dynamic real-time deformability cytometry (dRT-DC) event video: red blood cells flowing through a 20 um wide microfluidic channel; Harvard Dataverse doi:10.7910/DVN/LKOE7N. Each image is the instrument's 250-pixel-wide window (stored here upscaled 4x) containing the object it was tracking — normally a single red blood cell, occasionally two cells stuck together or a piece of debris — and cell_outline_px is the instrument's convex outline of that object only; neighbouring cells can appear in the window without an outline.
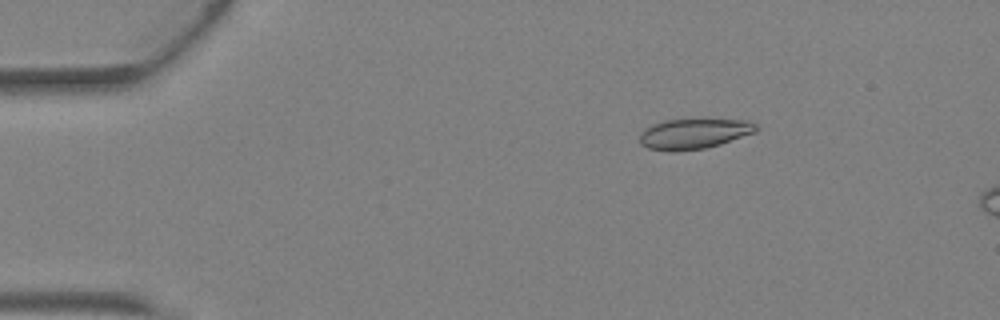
{"species": "Egyptian fruit bat (a non-hibernating species)", "species_latin": "Rousettus aegyptiacus", "temperature_condition": "warm", "stored_images_in_passage": 4, "camera_frame_rate_fps": 3000, "um_per_image_px": 0.085, "animal": {"sex": "female"}, "frame": {"image": 1, "passage_image": 2, "time_ms": 0.333, "image_size_px": [1000, 320], "cell_outline_px": [[760, 128], [756, 132], [720, 144], [704, 148], [676, 152], [668, 152], [648, 148], [640, 144], [640, 132], [644, 128], [652, 124], [664, 120], [704, 116], [748, 120], [756, 124]], "centroid_in_image_um": [59.01, 11.31], "position_along_channel_um": 26.0, "area_um2": 21.85}}